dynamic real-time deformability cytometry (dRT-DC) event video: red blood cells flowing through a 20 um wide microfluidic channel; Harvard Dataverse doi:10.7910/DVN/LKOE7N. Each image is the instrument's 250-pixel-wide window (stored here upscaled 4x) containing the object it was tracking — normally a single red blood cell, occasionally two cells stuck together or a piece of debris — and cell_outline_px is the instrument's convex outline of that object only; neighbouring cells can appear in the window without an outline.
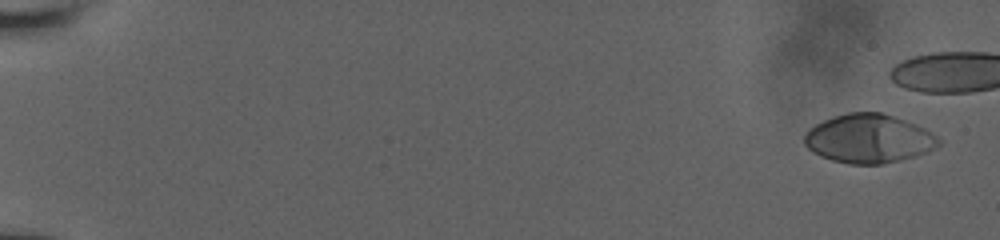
{"species": "human", "species_latin": "Homo sapiens", "temperature_condition": "room temperature", "stored_images_in_passage": 27, "camera_frame_rate_fps": 3000, "um_per_image_px": 0.085, "donor": {"sex": "male"}, "frame": {"image": 1, "passage_image": 3, "time_ms": 0.667, "image_size_px": [1000, 240], "cell_outline_px": [[940, 144], [928, 152], [916, 156], [884, 164], [848, 164], [832, 160], [820, 156], [812, 152], [804, 144], [804, 136], [808, 128], [832, 116], [848, 112], [880, 112], [916, 124], [924, 128], [936, 136], [940, 140]], "centroid_in_image_um": [73.82, 11.79], "position_along_channel_um": 11.2, "area_um2": 38.26}}
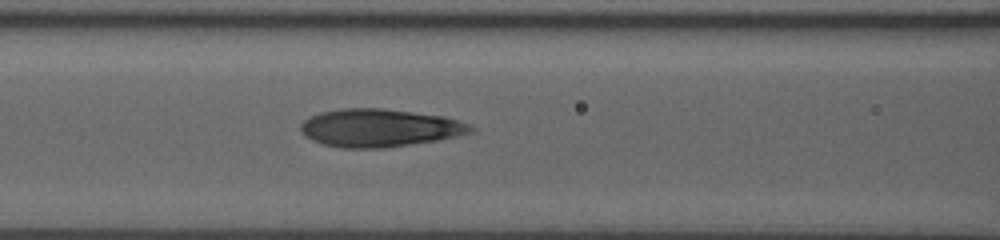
{"frame": {"image": 2, "passage_image": 27, "time_ms": 9.0, "image_size_px": [1000, 240], "cell_outline_px": [[476, 128], [472, 132], [456, 136], [436, 140], [384, 148], [340, 148], [324, 144], [312, 140], [304, 136], [300, 132], [300, 124], [304, 120], [320, 112], [340, 108], [384, 108], [444, 116], [468, 124]], "centroid_in_image_um": [32.22, 10.87], "position_along_channel_um": 134.4, "area_um2": 37.57}}